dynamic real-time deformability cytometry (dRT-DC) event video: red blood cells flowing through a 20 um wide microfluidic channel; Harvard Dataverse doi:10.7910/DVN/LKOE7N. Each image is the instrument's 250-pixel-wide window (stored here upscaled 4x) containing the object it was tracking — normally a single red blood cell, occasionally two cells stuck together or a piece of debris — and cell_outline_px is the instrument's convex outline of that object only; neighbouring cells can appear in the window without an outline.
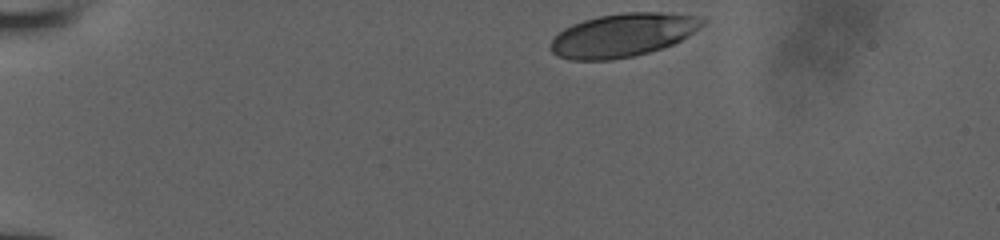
{"species": "human", "species_latin": "Homo sapiens", "temperature_condition": "room temperature", "stored_images_in_passage": 35, "camera_frame_rate_fps": 3000, "um_per_image_px": 0.085, "donor": {"sex": "male"}, "frame": {"image": 1, "passage_image": 1, "time_ms": 0.0, "image_size_px": [1000, 240], "cell_outline_px": [[708, 20], [700, 28], [688, 36], [672, 44], [648, 52], [632, 56], [612, 60], [568, 60], [556, 56], [548, 48], [548, 44], [564, 28], [572, 24], [584, 20], [600, 16], [624, 12], [660, 12], [700, 16]], "centroid_in_image_um": [52.93, 2.98], "position_along_channel_um": 32.1, "area_um2": 38.55}}
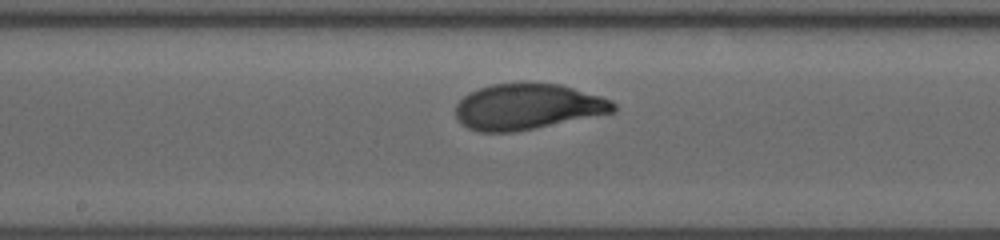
{"frame": {"image": 2, "passage_image": 20, "time_ms": 6.333, "image_size_px": [1000, 240], "cell_outline_px": [[616, 112], [512, 132], [480, 132], [468, 128], [460, 124], [456, 116], [456, 104], [468, 92], [492, 84], [524, 80], [560, 84], [600, 96], [612, 100], [616, 104]], "centroid_in_image_um": [44.83, 9.03], "position_along_channel_um": 203.4, "area_um2": 42.71}}
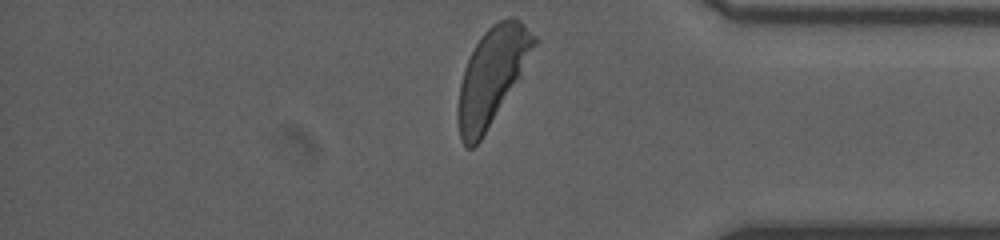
{"frame": {"image": 3, "passage_image": 35, "time_ms": 11.333, "image_size_px": [1000, 240], "cell_outline_px": [[536, 44], [480, 140], [472, 148], [468, 148], [460, 140], [456, 116], [456, 112], [460, 84], [464, 68], [476, 44], [484, 32], [492, 24], [508, 16], [516, 16], [536, 36]], "centroid_in_image_um": [41.75, 6.43], "position_along_channel_um": 393.5, "area_um2": 41.15}}